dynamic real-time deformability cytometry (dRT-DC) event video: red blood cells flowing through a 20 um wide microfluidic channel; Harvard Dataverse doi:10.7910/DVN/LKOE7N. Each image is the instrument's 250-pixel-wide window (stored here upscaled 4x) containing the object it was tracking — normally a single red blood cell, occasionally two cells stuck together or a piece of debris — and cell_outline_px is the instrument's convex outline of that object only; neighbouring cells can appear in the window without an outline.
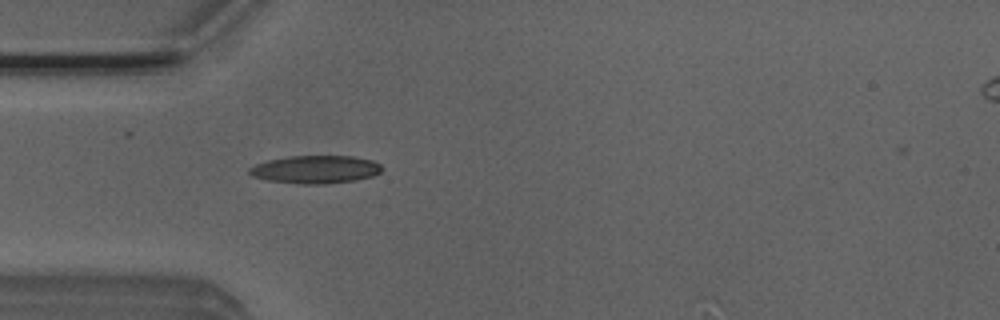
{"species": "Egyptian fruit bat (a non-hibernating species)", "species_latin": "Rousettus aegyptiacus", "temperature_condition": "room temperature", "stored_images_in_passage": 5, "camera_frame_rate_fps": 3000, "um_per_image_px": 0.085, "animal": {"sex": "male"}, "frame": {"image": 1, "passage_image": 5, "time_ms": 1.333, "image_size_px": [1000, 320], "cell_outline_px": [[384, 168], [380, 172], [372, 176], [356, 180], [324, 184], [300, 184], [268, 180], [252, 176], [248, 172], [248, 168], [256, 164], [268, 160], [288, 156], [356, 156], [372, 160], [380, 164]], "centroid_in_image_um": [26.83, 14.4], "position_along_channel_um": 58.2, "area_um2": 21.68}}